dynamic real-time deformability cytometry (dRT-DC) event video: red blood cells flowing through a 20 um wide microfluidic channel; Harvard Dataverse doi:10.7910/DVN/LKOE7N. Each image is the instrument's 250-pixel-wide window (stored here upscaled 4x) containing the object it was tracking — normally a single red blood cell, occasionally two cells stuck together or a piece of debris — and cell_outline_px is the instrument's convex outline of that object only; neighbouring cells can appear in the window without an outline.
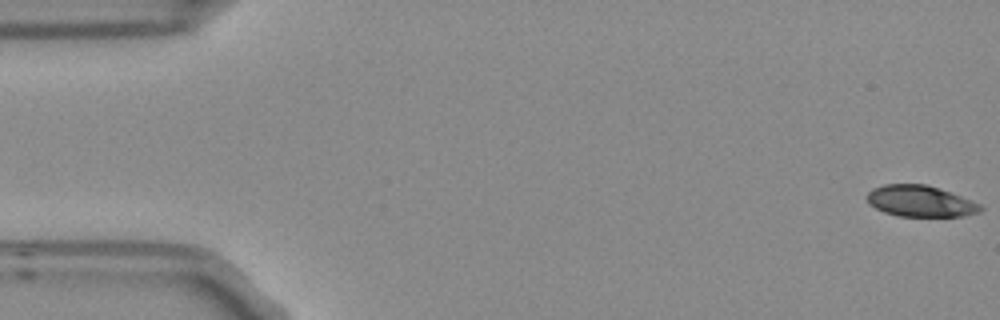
{"species": "Egyptian fruit bat (a non-hibernating species)", "species_latin": "Rousettus aegyptiacus", "temperature_condition": "room temperature", "stored_images_in_passage": 6, "segment_of_instrument_passage": [1, 2], "camera_frame_rate_fps": 3000, "um_per_image_px": 0.085, "frame": {"image": 1, "passage_image": 1, "time_ms": 0.0, "image_size_px": [1000, 320], "cell_outline_px": [[984, 208], [980, 212], [964, 216], [900, 216], [884, 212], [868, 204], [864, 196], [872, 188], [884, 184], [924, 184], [960, 196], [980, 204]], "centroid_in_image_um": [78.17, 17.1], "position_along_channel_um": 6.8, "area_um2": 20.58}}
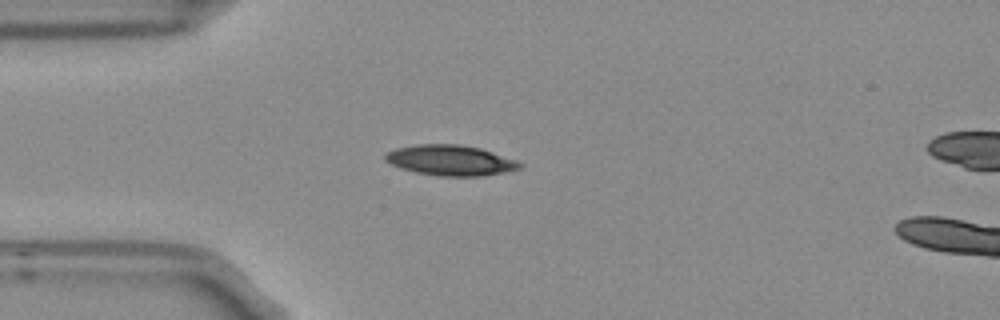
{"frame": {"image": 2, "passage_image": 5, "time_ms": 1.333, "image_size_px": [1000, 320], "cell_outline_px": [[524, 164], [520, 168], [504, 172], [480, 176], [440, 176], [416, 172], [400, 168], [384, 160], [384, 156], [388, 152], [396, 148], [420, 144], [460, 144], [480, 148], [516, 160]], "centroid_in_image_um": [38.29, 13.62], "position_along_channel_um": 46.7, "area_um2": 23.7}}